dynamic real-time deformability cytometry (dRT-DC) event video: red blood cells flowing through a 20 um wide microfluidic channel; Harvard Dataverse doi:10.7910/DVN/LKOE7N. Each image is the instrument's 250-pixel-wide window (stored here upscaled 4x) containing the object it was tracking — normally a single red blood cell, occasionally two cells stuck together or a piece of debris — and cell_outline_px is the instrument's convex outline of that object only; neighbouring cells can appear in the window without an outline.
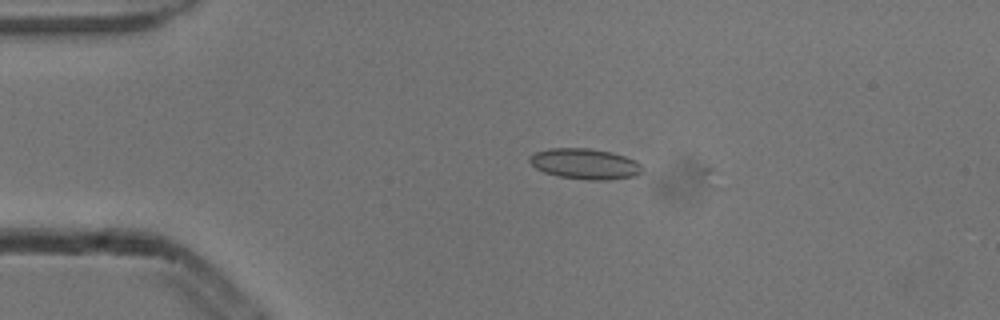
{"species": "common noctule bat (a hibernating species)", "species_latin": "Nyctalus noctula", "temperature_condition": "cold", "stored_images_in_passage": 3, "camera_frame_rate_fps": 3000, "um_per_image_px": 0.085, "animal": {"sex": "male", "body_mass_g": 13.3}, "frame": {"image": 1, "passage_image": 2, "time_ms": 0.333, "image_size_px": [1000, 320], "cell_outline_px": [[640, 172], [636, 176], [608, 180], [584, 180], [556, 176], [544, 172], [536, 168], [528, 160], [528, 156], [536, 152], [552, 148], [588, 148], [612, 152], [636, 160], [640, 164]], "centroid_in_image_um": [49.7, 13.93], "position_along_channel_um": 35.3, "area_um2": 20.17}}